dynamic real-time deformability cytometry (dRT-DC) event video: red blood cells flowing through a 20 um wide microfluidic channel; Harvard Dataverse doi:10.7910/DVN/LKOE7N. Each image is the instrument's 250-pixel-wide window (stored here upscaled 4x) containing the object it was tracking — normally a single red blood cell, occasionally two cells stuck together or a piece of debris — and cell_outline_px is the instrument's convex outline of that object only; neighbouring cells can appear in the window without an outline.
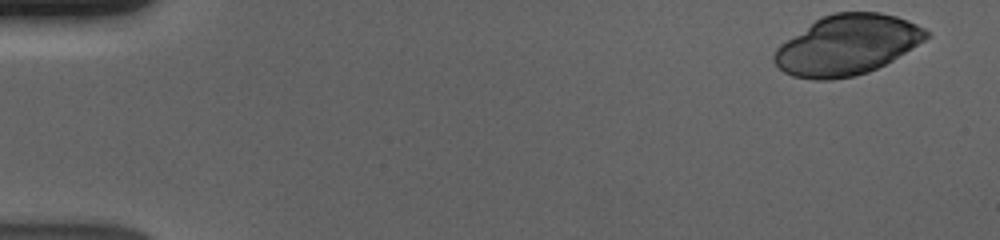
{"species": "human", "species_latin": "Homo sapiens", "temperature_condition": "cold", "stored_images_in_passage": 53, "camera_frame_rate_fps": 3000, "um_per_image_px": 0.085, "donor": {"sex": "male"}, "frame": {"image": 1, "passage_image": 1, "time_ms": 0.0, "image_size_px": [1000, 240], "cell_outline_px": [[932, 36], [892, 60], [868, 72], [852, 76], [832, 80], [816, 80], [792, 76], [784, 72], [772, 60], [772, 56], [776, 48], [780, 44], [816, 20], [824, 16], [836, 12], [880, 12], [896, 16], [908, 20], [924, 28]], "centroid_in_image_um": [72.0, 3.83], "position_along_channel_um": 13.0, "area_um2": 52.89}}